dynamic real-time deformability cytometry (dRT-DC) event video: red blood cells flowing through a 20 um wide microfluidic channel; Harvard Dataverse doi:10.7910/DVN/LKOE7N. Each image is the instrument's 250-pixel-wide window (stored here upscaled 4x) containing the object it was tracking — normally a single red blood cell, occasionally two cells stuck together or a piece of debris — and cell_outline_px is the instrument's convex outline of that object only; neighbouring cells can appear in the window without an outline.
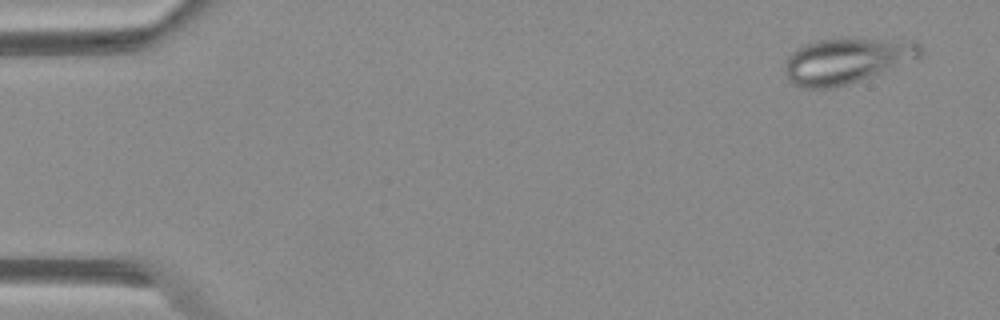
{"species": "Egyptian fruit bat (a non-hibernating species)", "species_latin": "Rousettus aegyptiacus", "temperature_condition": "warm", "stored_images_in_passage": 50, "camera_frame_rate_fps": 3000, "um_per_image_px": 0.085, "animal": {"sex": "female"}, "frame": {"image": 1, "passage_image": 3, "time_ms": 0.667, "image_size_px": [1000, 320], "cell_outline_px": [[920, 60], [844, 84], [828, 88], [804, 88], [796, 84], [784, 72], [784, 60], [796, 48], [804, 44], [816, 40], [840, 36], [852, 36], [916, 40], [920, 44]], "centroid_in_image_um": [72.02, 5.07], "position_along_channel_um": 13.0, "area_um2": 36.99}}
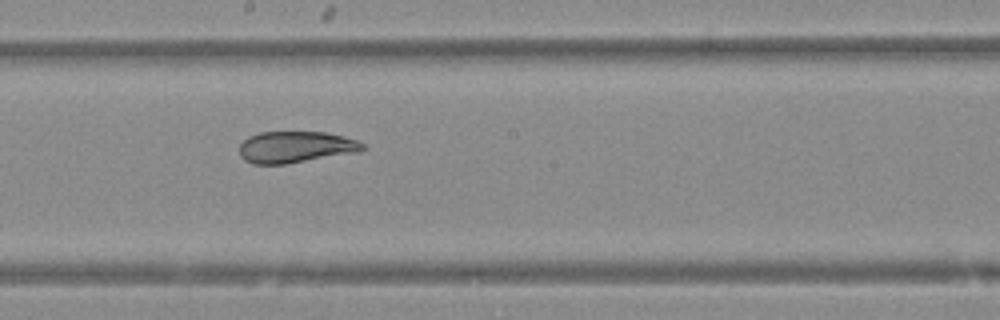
{"frame": {"image": 2, "passage_image": 28, "time_ms": 9.0, "image_size_px": [1000, 320], "cell_outline_px": [[368, 148], [360, 152], [284, 164], [252, 164], [244, 160], [240, 156], [240, 144], [248, 136], [260, 132], [324, 132], [344, 136], [356, 140], [364, 144]], "centroid_in_image_um": [25.14, 12.5], "position_along_channel_um": 223.1, "area_um2": 22.77}}
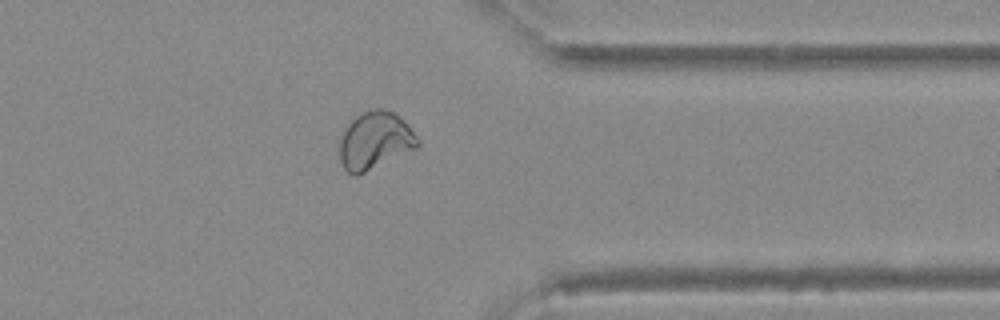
{"frame": {"image": 3, "passage_image": 40, "time_ms": 13.0, "image_size_px": [1000, 320], "cell_outline_px": [[420, 144], [416, 148], [356, 176], [352, 176], [344, 168], [340, 160], [340, 140], [348, 124], [360, 112], [376, 108], [380, 108], [392, 112], [408, 124], [420, 140]], "centroid_in_image_um": [31.87, 11.95], "position_along_channel_um": 379.5, "area_um2": 25.89}}